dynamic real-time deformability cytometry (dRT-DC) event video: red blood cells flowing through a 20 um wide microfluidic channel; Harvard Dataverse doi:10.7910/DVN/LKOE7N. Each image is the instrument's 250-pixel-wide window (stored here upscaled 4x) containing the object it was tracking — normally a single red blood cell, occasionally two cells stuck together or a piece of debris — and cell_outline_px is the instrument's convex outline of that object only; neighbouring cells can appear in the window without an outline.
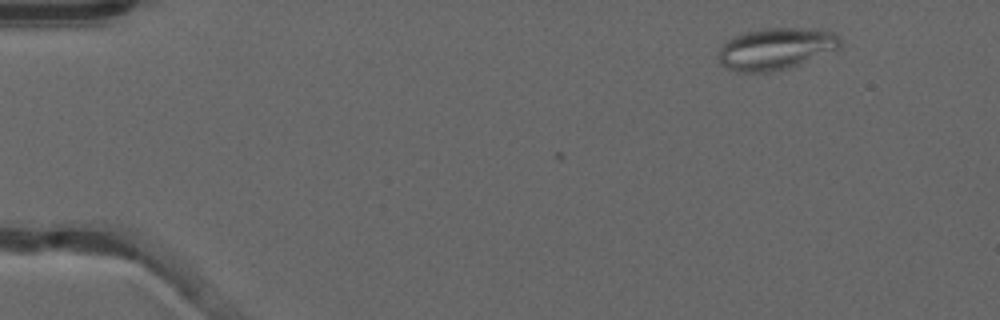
{"species": "common noctule bat (a hibernating species)", "species_latin": "Nyctalus noctula", "temperature_condition": "warm", "stored_images_in_passage": 8, "camera_frame_rate_fps": 3000, "um_per_image_px": 0.085, "animal": {"sex": "male", "forearm_length_mm": 52.5}, "frame": {"image": 1, "passage_image": 2, "time_ms": 0.333, "image_size_px": [1000, 320], "cell_outline_px": [[840, 48], [788, 68], [768, 72], [736, 72], [720, 64], [720, 48], [732, 36], [760, 28], [820, 28], [836, 32], [840, 36]], "centroid_in_image_um": [65.98, 4.12], "position_along_channel_um": 19.0, "area_um2": 29.71}}